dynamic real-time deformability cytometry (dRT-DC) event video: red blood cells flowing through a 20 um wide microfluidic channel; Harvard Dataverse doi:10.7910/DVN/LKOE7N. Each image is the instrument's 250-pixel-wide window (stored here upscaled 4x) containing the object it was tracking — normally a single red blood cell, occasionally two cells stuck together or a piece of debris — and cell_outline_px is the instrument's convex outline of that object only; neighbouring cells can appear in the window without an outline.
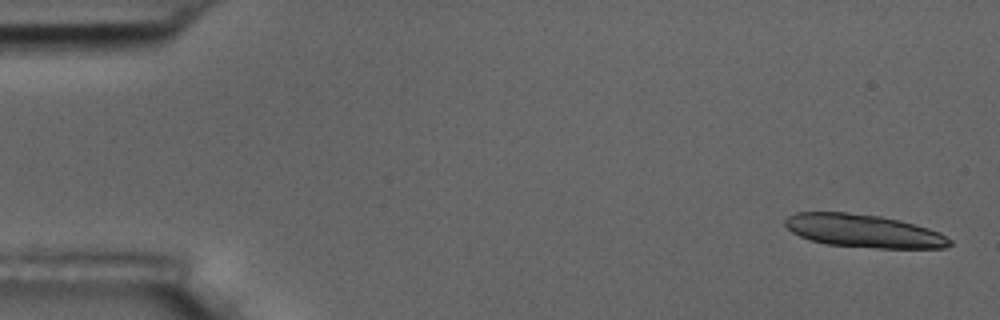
{"species": "common noctule bat (a hibernating species)", "species_latin": "Nyctalus noctula", "temperature_condition": "room temperature", "stored_images_in_passage": 9, "camera_frame_rate_fps": 3000, "um_per_image_px": 0.085, "animal": {"sex": "male", "body_mass_g": 17.5, "forearm_length_mm": 52.3}, "frame": {"image": 1, "passage_image": 1, "time_ms": 0.0, "image_size_px": [1000, 320], "cell_outline_px": [[952, 244], [944, 248], [876, 248], [828, 244], [808, 240], [792, 232], [784, 224], [784, 220], [788, 216], [796, 212], [848, 212], [880, 216], [900, 220], [928, 228], [940, 232], [952, 240]], "centroid_in_image_um": [73.41, 19.63], "position_along_channel_um": 11.6, "area_um2": 31.79}}
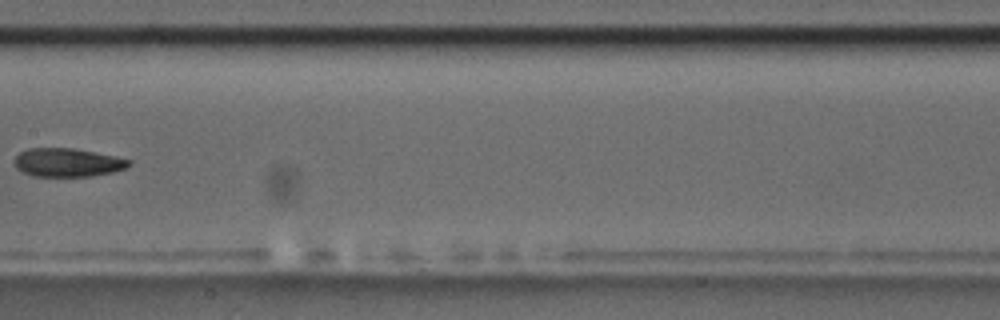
{"frame": {"image": 2, "passage_image": 8, "time_ms": 9.0, "image_size_px": [1000, 320], "cell_outline_px": [[132, 164], [128, 168], [112, 172], [92, 176], [32, 176], [16, 168], [12, 164], [12, 160], [20, 152], [28, 148], [72, 148], [116, 156], [132, 160]], "centroid_in_image_um": [5.74, 13.81], "position_along_channel_um": 201.7, "area_um2": 19.25}}
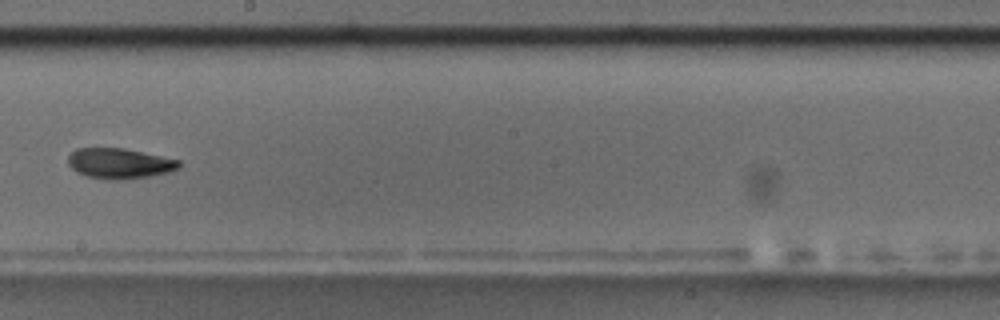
{"frame": {"image": 3, "passage_image": 9, "time_ms": 10.0, "image_size_px": [1000, 320], "cell_outline_px": [[180, 168], [168, 172], [148, 176], [88, 176], [76, 172], [68, 164], [68, 156], [76, 148], [124, 148], [180, 160]], "centroid_in_image_um": [10.16, 13.82], "position_along_channel_um": 238.0, "area_um2": 18.55}}